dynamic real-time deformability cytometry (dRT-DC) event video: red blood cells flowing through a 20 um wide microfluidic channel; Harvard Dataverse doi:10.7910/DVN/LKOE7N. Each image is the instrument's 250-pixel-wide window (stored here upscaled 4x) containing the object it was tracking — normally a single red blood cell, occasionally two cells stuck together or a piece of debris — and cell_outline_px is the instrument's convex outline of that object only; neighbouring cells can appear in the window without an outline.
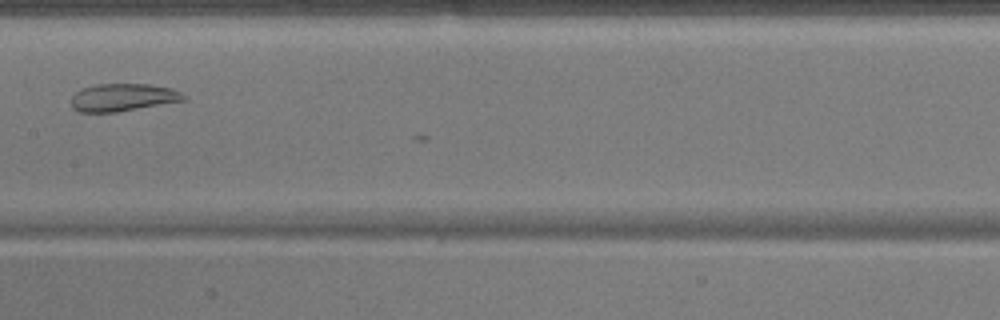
{"species": "common noctule bat (a hibernating species)", "species_latin": "Nyctalus noctula", "temperature_condition": "warm", "stored_images_in_passage": 9, "camera_frame_rate_fps": 3000, "um_per_image_px": 0.085, "animal": {"sex": "male", "body_mass_g": 17.9}, "frame": {"image": 1, "passage_image": 8, "time_ms": 2.333, "image_size_px": [1000, 320], "cell_outline_px": [[188, 100], [116, 112], [80, 112], [72, 108], [72, 96], [76, 92], [84, 88], [96, 84], [148, 84], [168, 88], [180, 92], [188, 96]], "centroid_in_image_um": [10.47, 8.28], "position_along_channel_um": 196.9, "area_um2": 18.03}}